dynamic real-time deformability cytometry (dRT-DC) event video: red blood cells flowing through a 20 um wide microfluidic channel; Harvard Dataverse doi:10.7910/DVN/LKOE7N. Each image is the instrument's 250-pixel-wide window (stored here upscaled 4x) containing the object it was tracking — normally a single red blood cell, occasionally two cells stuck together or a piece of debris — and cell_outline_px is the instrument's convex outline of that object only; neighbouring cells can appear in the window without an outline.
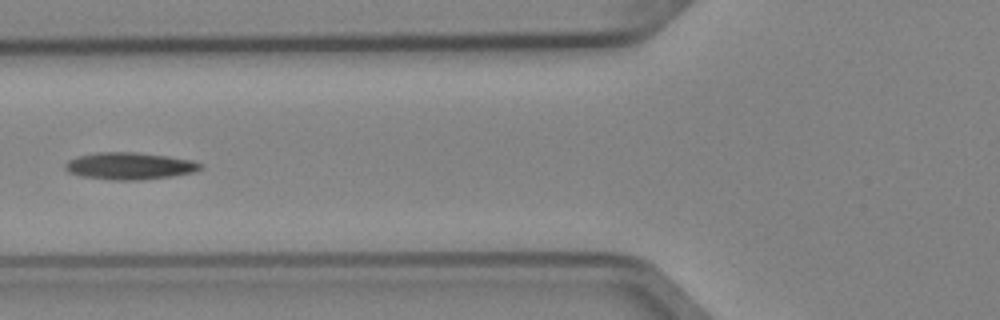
{"species": "Egyptian fruit bat (a non-hibernating species)", "species_latin": "Rousettus aegyptiacus", "temperature_condition": "cold", "stored_images_in_passage": 6, "camera_frame_rate_fps": 3000, "um_per_image_px": 0.085, "animal": {"sex": "female"}, "frame": {"image": 1, "passage_image": 5, "time_ms": 1.333, "image_size_px": [1000, 320], "cell_outline_px": [[204, 164], [200, 168], [192, 172], [172, 176], [140, 180], [112, 180], [80, 176], [68, 172], [64, 168], [64, 164], [68, 160], [76, 156], [96, 152], [132, 152], [168, 156], [192, 160]], "centroid_in_image_um": [10.96, 14.1], "position_along_channel_um": 114.8, "area_um2": 21.39}}
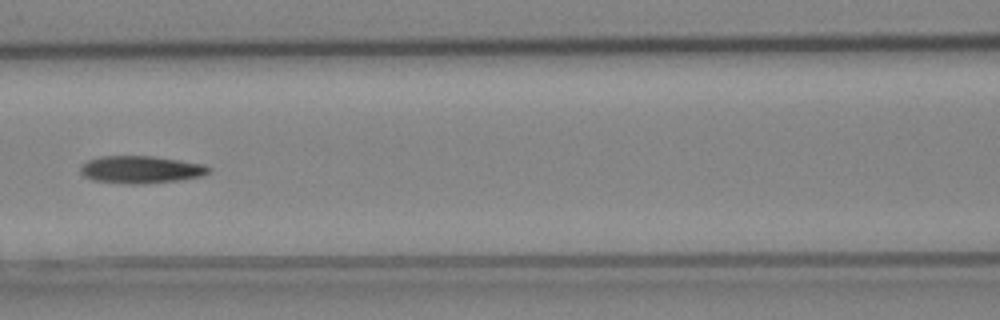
{"frame": {"image": 2, "passage_image": 6, "time_ms": 1.667, "image_size_px": [1000, 320], "cell_outline_px": [[212, 172], [204, 176], [180, 180], [140, 184], [132, 184], [92, 180], [84, 176], [80, 172], [80, 164], [88, 160], [100, 156], [152, 156], [180, 160], [204, 164], [212, 168]], "centroid_in_image_um": [12.0, 14.41], "position_along_channel_um": 154.6, "area_um2": 20.75}}